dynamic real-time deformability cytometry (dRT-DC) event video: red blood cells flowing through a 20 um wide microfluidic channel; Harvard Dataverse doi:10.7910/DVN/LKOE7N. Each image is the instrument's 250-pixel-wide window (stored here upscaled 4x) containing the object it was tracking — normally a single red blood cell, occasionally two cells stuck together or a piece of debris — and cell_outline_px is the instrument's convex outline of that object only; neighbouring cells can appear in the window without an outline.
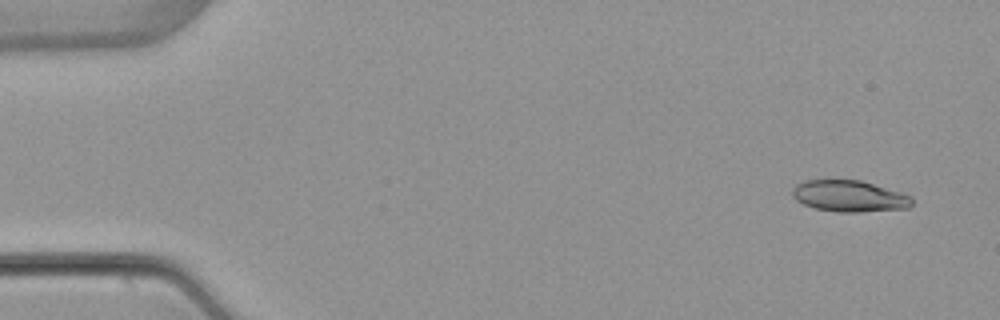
{"species": "common noctule bat (a hibernating species)", "species_latin": "Nyctalus noctula", "temperature_condition": "warm", "stored_images_in_passage": 4, "camera_frame_rate_fps": 3000, "um_per_image_px": 0.085, "animal": {"sex": "female", "body_mass_g": 22.7, "forearm_length_mm": 54.2}, "frame": {"image": 1, "passage_image": 1, "time_ms": 0.0, "image_size_px": [1000, 320], "cell_outline_px": [[912, 204], [908, 208], [860, 212], [836, 212], [816, 208], [804, 204], [796, 200], [792, 196], [792, 188], [796, 184], [804, 180], [824, 176], [860, 180], [900, 192], [912, 196]], "centroid_in_image_um": [72.11, 16.62], "position_along_channel_um": 12.9, "area_um2": 22.66}}
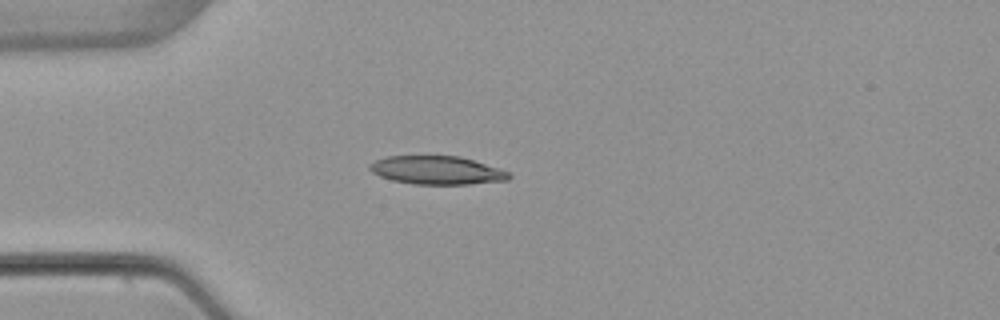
{"frame": {"image": 2, "passage_image": 4, "time_ms": 3.667, "image_size_px": [1000, 320], "cell_outline_px": [[512, 176], [508, 180], [468, 184], [412, 184], [392, 180], [380, 176], [372, 172], [368, 168], [368, 164], [376, 160], [388, 156], [460, 156], [500, 168], [508, 172]], "centroid_in_image_um": [37.13, 14.47], "position_along_channel_um": 47.9, "area_um2": 23.0}}